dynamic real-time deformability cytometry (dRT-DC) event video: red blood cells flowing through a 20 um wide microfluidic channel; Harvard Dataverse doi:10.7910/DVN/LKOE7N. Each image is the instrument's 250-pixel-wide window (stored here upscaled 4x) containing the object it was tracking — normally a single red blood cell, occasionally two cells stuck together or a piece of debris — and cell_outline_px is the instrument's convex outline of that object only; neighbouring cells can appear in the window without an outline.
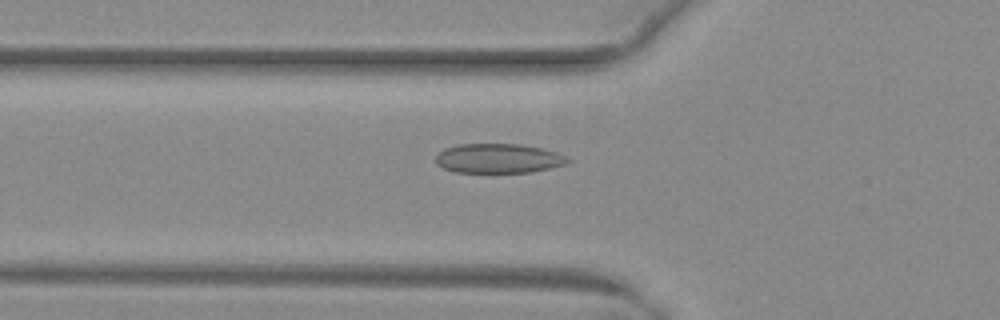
{"species": "common noctule bat (a hibernating species)", "species_latin": "Nyctalus noctula", "temperature_condition": "warm", "stored_images_in_passage": 34, "camera_frame_rate_fps": 3000, "um_per_image_px": 0.085, "animal": {"sex": "female", "body_mass_g": 29.2, "forearm_length_mm": 56.3}, "frame": {"image": 1, "passage_image": 2, "time_ms": 0.333, "image_size_px": [1000, 320], "cell_outline_px": [[572, 160], [564, 164], [552, 168], [532, 172], [456, 172], [444, 168], [436, 164], [436, 156], [444, 148], [460, 144], [520, 144], [544, 148], [556, 152]], "centroid_in_image_um": [42.38, 13.46], "position_along_channel_um": 83.4, "area_um2": 22.66}}
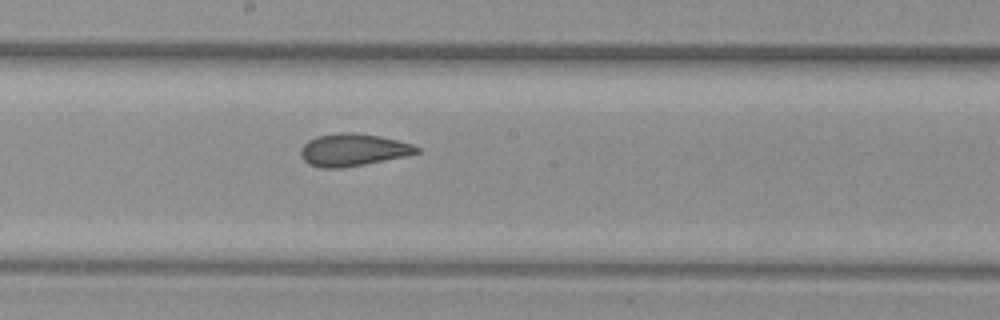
{"frame": {"image": 2, "passage_image": 12, "time_ms": 3.667, "image_size_px": [1000, 320], "cell_outline_px": [[420, 152], [404, 156], [364, 164], [340, 168], [320, 168], [308, 164], [300, 156], [300, 148], [308, 140], [316, 136], [344, 132], [348, 132], [380, 136], [412, 144], [420, 148]], "centroid_in_image_um": [29.96, 12.74], "position_along_channel_um": 218.2, "area_um2": 21.73}}
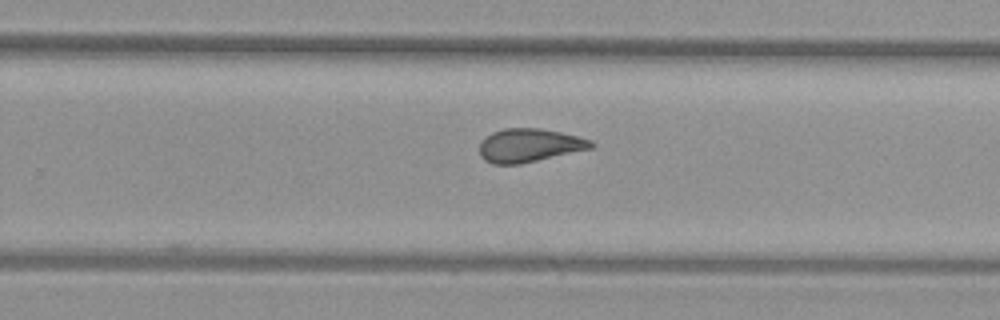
{"frame": {"image": 3, "passage_image": 17, "time_ms": 5.333, "image_size_px": [1000, 320], "cell_outline_px": [[596, 144], [592, 148], [520, 164], [492, 164], [484, 160], [480, 156], [480, 144], [492, 132], [504, 128], [540, 128], [560, 132], [592, 140]], "centroid_in_image_um": [44.99, 12.36], "position_along_channel_um": 284.8, "area_um2": 21.62}}